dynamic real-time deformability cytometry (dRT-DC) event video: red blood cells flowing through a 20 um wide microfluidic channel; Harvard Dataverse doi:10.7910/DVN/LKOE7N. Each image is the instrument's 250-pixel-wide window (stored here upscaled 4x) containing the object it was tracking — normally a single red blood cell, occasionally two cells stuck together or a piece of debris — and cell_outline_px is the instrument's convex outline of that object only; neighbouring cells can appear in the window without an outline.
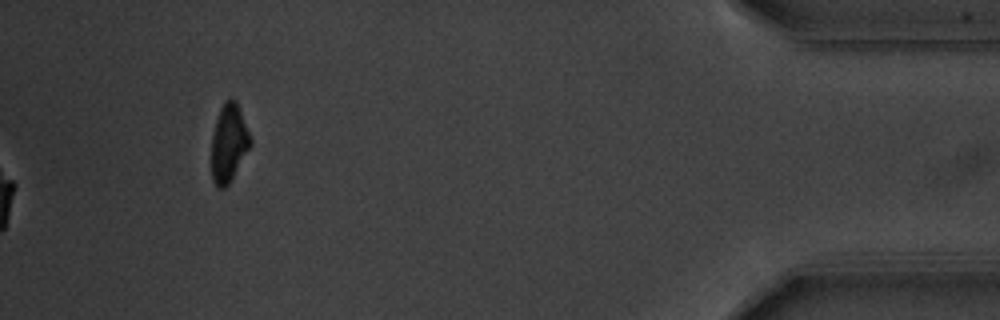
{"species": "common noctule bat (a hibernating species)", "species_latin": "Nyctalus noctula", "temperature_condition": "warm", "stored_images_in_passage": 57, "camera_frame_rate_fps": 3000, "um_per_image_px": 0.085, "animal": {"sex": "male", "body_mass_g": 20.1, "forearm_length_mm": 53.5}, "frame": {"image": 1, "passage_image": 57, "time_ms": 18.667, "image_size_px": [1000, 320], "cell_outline_px": [[252, 144], [228, 184], [224, 188], [216, 188], [212, 180], [212, 136], [216, 120], [220, 108], [224, 100], [236, 100], [252, 140]], "centroid_in_image_um": [19.44, 12.17], "position_along_channel_um": 415.8, "area_um2": 17.46}, "authors_computed_cell_mechanics": {"area_um2": 19.5942, "velocity_mm_per_s": 3.7259, "shape_relaxation_time_tau1_ms": 2.1803, "shape_relaxation_time_tau2_ms": 2.6985, "deformation_change_tau1": 0.1401, "deformation_change_tau2": 0.0673}}